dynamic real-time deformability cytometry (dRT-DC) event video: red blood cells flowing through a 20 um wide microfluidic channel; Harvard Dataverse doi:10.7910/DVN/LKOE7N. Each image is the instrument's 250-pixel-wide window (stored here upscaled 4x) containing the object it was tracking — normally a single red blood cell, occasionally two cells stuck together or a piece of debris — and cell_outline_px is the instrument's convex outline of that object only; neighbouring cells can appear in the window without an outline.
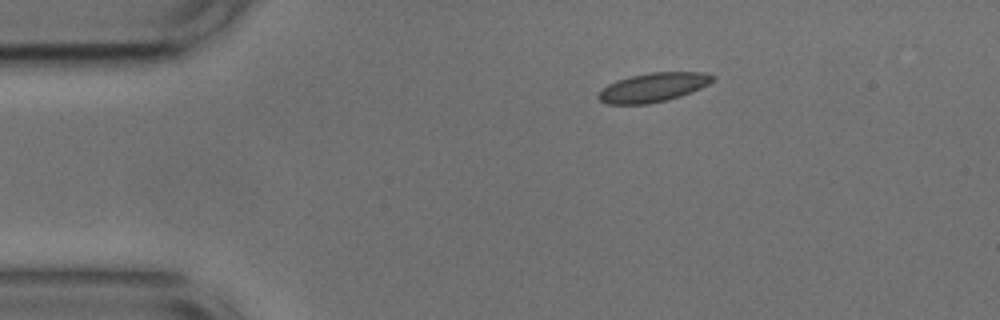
{"species": "common noctule bat (a hibernating species)", "species_latin": "Nyctalus noctula", "temperature_condition": "cold", "stored_images_in_passage": 45, "camera_frame_rate_fps": 3000, "um_per_image_px": 0.085, "animal": {"sex": "male", "body_mass_g": 17.9, "forearm_length_mm": 54.2}, "frame": {"image": 1, "passage_image": 1, "time_ms": 0.0, "image_size_px": [1000, 320], "cell_outline_px": [[716, 80], [700, 88], [680, 96], [668, 100], [648, 104], [608, 104], [600, 100], [596, 96], [608, 84], [616, 80], [628, 76], [648, 72], [704, 72], [716, 76]], "centroid_in_image_um": [55.53, 7.41], "position_along_channel_um": 29.5, "area_um2": 19.48}}
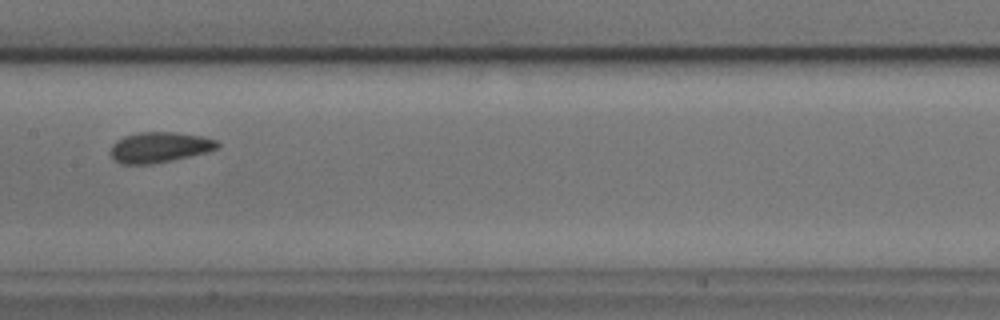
{"frame": {"image": 2, "passage_image": 18, "time_ms": 5.667, "image_size_px": [1000, 320], "cell_outline_px": [[220, 144], [216, 148], [204, 152], [172, 160], [152, 164], [120, 164], [108, 152], [112, 144], [116, 140], [124, 136], [140, 132], [176, 132], [204, 136], [216, 140]], "centroid_in_image_um": [13.51, 12.51], "position_along_channel_um": 193.9, "area_um2": 18.96}}
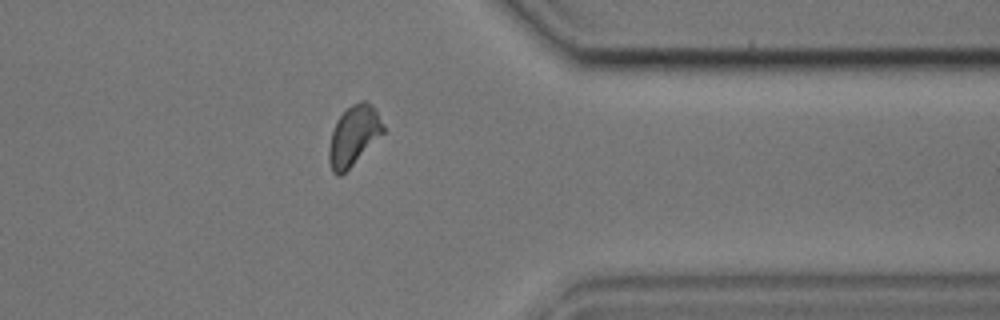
{"frame": {"image": 3, "passage_image": 34, "time_ms": 11.0, "image_size_px": [1000, 320], "cell_outline_px": [[384, 132], [340, 176], [336, 176], [332, 172], [328, 160], [328, 148], [332, 132], [336, 120], [352, 104], [360, 100], [364, 100], [372, 104], [384, 128]], "centroid_in_image_um": [30.02, 11.53], "position_along_channel_um": 381.4, "area_um2": 18.5}, "authors_computed_cell_mechanics": {"area_um2": 18.785, "velocity_mm_per_s": 3.7322, "shape_relaxation_time_tau1_ms": 3.5503, "shape_relaxation_time_tau2_ms": 1.3715, "deformation_change_tau1": 0.0701, "deformation_change_tau2": 0.0526}}